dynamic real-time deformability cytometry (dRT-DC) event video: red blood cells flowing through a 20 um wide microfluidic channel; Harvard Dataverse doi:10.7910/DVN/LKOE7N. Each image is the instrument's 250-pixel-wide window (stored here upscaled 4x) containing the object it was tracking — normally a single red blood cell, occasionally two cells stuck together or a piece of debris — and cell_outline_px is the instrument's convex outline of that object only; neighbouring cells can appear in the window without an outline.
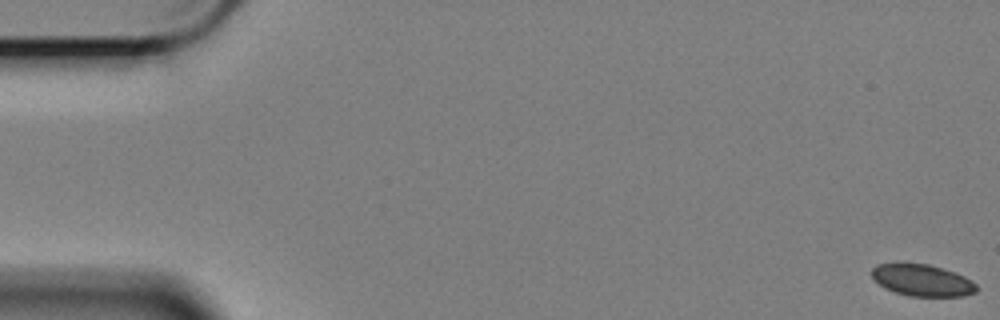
{"species": "Egyptian fruit bat (a non-hibernating species)", "species_latin": "Rousettus aegyptiacus", "temperature_condition": "cold", "stored_images_in_passage": 13, "camera_frame_rate_fps": 3000, "um_per_image_px": 0.085, "animal": {"sex": "female"}, "frame": {"image": 1, "passage_image": 1, "time_ms": 0.0, "image_size_px": [1000, 320], "cell_outline_px": [[976, 292], [964, 296], [908, 296], [884, 288], [872, 276], [872, 268], [876, 264], [928, 264], [956, 272], [972, 280], [976, 284]], "centroid_in_image_um": [78.42, 23.83], "position_along_channel_um": 6.6, "area_um2": 19.19}}